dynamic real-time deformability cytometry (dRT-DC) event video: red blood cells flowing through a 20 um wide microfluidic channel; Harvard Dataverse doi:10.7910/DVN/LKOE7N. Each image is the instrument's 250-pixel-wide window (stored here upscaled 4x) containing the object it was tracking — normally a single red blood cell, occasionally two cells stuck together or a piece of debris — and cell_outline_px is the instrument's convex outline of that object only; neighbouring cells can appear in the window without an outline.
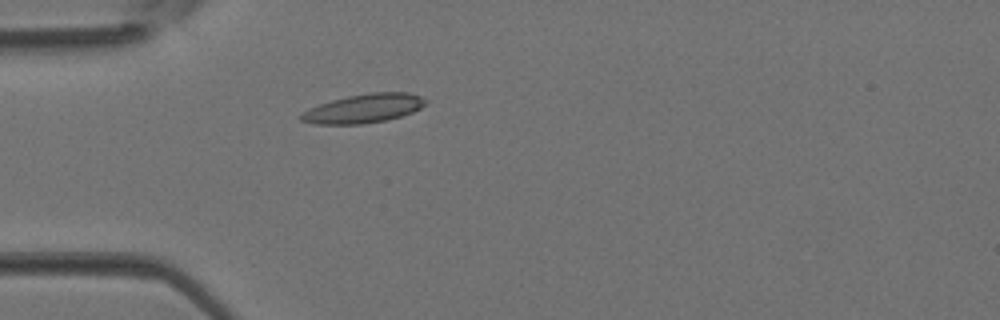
{"species": "Egyptian fruit bat (a non-hibernating species)", "species_latin": "Rousettus aegyptiacus", "temperature_condition": "room temperature", "stored_images_in_passage": 1, "camera_frame_rate_fps": 3000, "um_per_image_px": 0.085, "animal": {"sex": "female"}, "frame": {"image": 1, "passage_image": 1, "time_ms": 0.0, "image_size_px": [1000, 320], "cell_outline_px": [[428, 100], [420, 108], [412, 112], [400, 116], [384, 120], [360, 124], [316, 124], [300, 120], [300, 116], [308, 108], [332, 100], [348, 96], [372, 92], [408, 92], [420, 96]], "centroid_in_image_um": [30.92, 9.21], "position_along_channel_um": 54.1, "area_um2": 20.69}}